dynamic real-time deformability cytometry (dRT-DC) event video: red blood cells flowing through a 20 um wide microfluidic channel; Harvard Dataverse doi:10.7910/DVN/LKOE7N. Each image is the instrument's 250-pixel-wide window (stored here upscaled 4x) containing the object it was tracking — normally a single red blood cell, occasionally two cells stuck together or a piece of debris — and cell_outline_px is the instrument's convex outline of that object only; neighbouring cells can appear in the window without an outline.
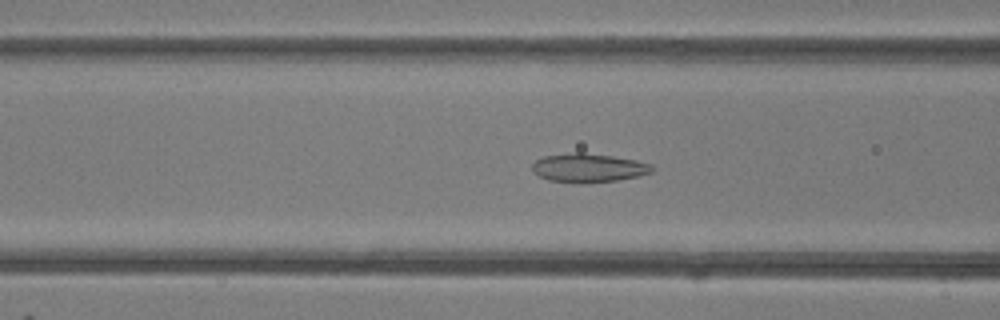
{"species": "common noctule bat (a hibernating species)", "species_latin": "Nyctalus noctula", "temperature_condition": "room temperature", "stored_images_in_passage": 48, "camera_frame_rate_fps": 3000, "um_per_image_px": 0.085, "animal": {"sex": "female"}, "frame": {"image": 1, "passage_image": 18, "time_ms": 5.667, "image_size_px": [1000, 320], "cell_outline_px": [[652, 172], [640, 176], [616, 180], [548, 180], [532, 172], [532, 164], [536, 160], [544, 156], [576, 152], [584, 152], [612, 156], [636, 160], [652, 164]], "centroid_in_image_um": [50.04, 14.21], "position_along_channel_um": 116.6, "area_um2": 19.25}}
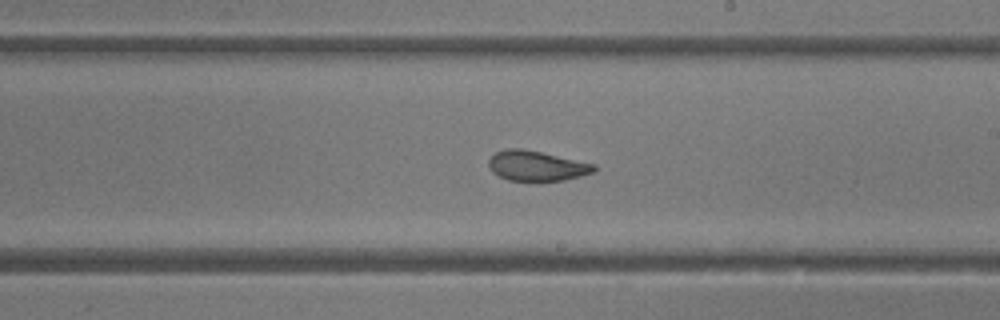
{"frame": {"image": 2, "passage_image": 27, "time_ms": 8.667, "image_size_px": [1000, 320], "cell_outline_px": [[596, 168], [592, 172], [580, 176], [564, 180], [508, 180], [492, 172], [488, 164], [488, 160], [496, 152], [508, 148], [520, 148], [540, 152], [596, 164]], "centroid_in_image_um": [45.59, 14.09], "position_along_channel_um": 243.4, "area_um2": 18.15}}
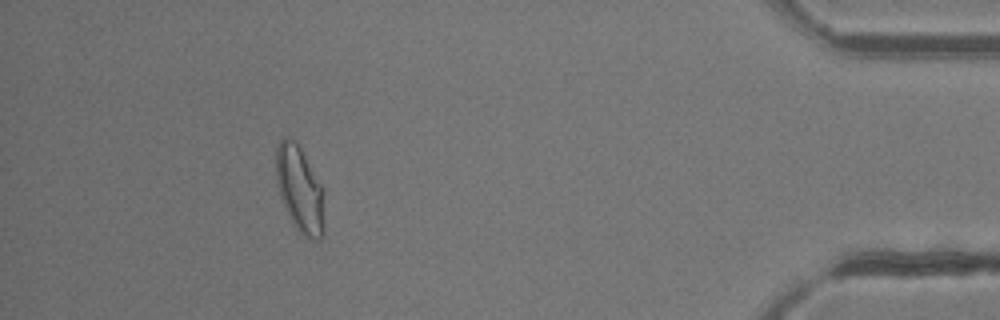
{"frame": {"image": 3, "passage_image": 43, "time_ms": 14.0, "image_size_px": [1000, 320], "cell_outline_px": [[324, 232], [320, 240], [316, 240], [304, 236], [292, 224], [280, 196], [276, 184], [276, 148], [280, 140], [284, 136], [288, 136], [300, 148], [324, 188]], "centroid_in_image_um": [25.49, 16.12], "position_along_channel_um": 409.7, "area_um2": 24.51}, "authors_computed_cell_mechanics": {"area_um2": 21.5594, "velocity_mm_per_s": 4.223, "shape_relaxation_time_tau1_ms": null, "shape_relaxation_time_tau2_ms": 1.3498, "deformation_change_tau1": null, "deformation_change_tau2": 0.0593}}